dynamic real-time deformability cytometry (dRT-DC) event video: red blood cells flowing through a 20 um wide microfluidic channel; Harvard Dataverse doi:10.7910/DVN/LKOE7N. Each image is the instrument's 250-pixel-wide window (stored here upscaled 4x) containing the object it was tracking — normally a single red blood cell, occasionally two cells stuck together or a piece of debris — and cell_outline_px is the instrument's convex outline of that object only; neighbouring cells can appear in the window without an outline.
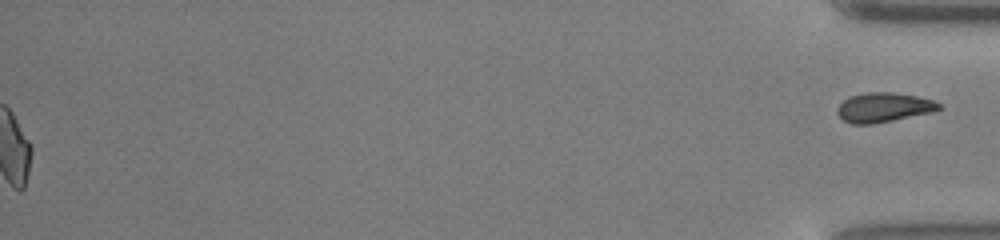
{"species": "common noctule bat (a hibernating species)", "species_latin": "Nyctalus noctula", "temperature_condition": "cold", "stored_images_in_passage": 45, "segment_of_instrument_passage": [2, 2], "camera_frame_rate_fps": 3000, "um_per_image_px": 0.085, "animal": {"sex": "male", "body_mass_g": 13.0, "forearm_length_mm": 53.1}, "frame": {"image": 1, "passage_image": 45, "time_ms": 14.667, "image_size_px": [1000, 240], "cell_outline_px": [[940, 108], [932, 112], [872, 124], [848, 124], [836, 112], [840, 104], [848, 96], [864, 92], [892, 92], [916, 96], [932, 100], [940, 104]], "centroid_in_image_um": [75.06, 9.12], "position_along_channel_um": 360.1, "area_um2": 17.34}}